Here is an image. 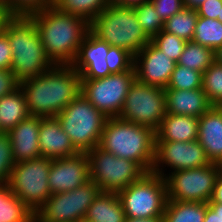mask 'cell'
Segmentation results:
<instances>
[{
    "label": "cell",
    "mask_w": 222,
    "mask_h": 222,
    "mask_svg": "<svg viewBox=\"0 0 222 222\" xmlns=\"http://www.w3.org/2000/svg\"><path fill=\"white\" fill-rule=\"evenodd\" d=\"M30 116L56 117L81 93V77L72 65H54L20 82Z\"/></svg>",
    "instance_id": "obj_1"
},
{
    "label": "cell",
    "mask_w": 222,
    "mask_h": 222,
    "mask_svg": "<svg viewBox=\"0 0 222 222\" xmlns=\"http://www.w3.org/2000/svg\"><path fill=\"white\" fill-rule=\"evenodd\" d=\"M46 54L55 65H71L79 46L90 30V24L82 17L59 11L51 6L30 15Z\"/></svg>",
    "instance_id": "obj_2"
},
{
    "label": "cell",
    "mask_w": 222,
    "mask_h": 222,
    "mask_svg": "<svg viewBox=\"0 0 222 222\" xmlns=\"http://www.w3.org/2000/svg\"><path fill=\"white\" fill-rule=\"evenodd\" d=\"M2 30L12 51L10 70L19 82L41 75L55 65L46 54L36 22L31 16L9 15Z\"/></svg>",
    "instance_id": "obj_3"
},
{
    "label": "cell",
    "mask_w": 222,
    "mask_h": 222,
    "mask_svg": "<svg viewBox=\"0 0 222 222\" xmlns=\"http://www.w3.org/2000/svg\"><path fill=\"white\" fill-rule=\"evenodd\" d=\"M99 147L115 156L136 162L146 173L155 160L156 132L120 117L107 118Z\"/></svg>",
    "instance_id": "obj_4"
},
{
    "label": "cell",
    "mask_w": 222,
    "mask_h": 222,
    "mask_svg": "<svg viewBox=\"0 0 222 222\" xmlns=\"http://www.w3.org/2000/svg\"><path fill=\"white\" fill-rule=\"evenodd\" d=\"M90 30L110 46L125 49L133 56L151 41L139 24L134 9L113 3L90 24Z\"/></svg>",
    "instance_id": "obj_5"
},
{
    "label": "cell",
    "mask_w": 222,
    "mask_h": 222,
    "mask_svg": "<svg viewBox=\"0 0 222 222\" xmlns=\"http://www.w3.org/2000/svg\"><path fill=\"white\" fill-rule=\"evenodd\" d=\"M56 117L79 152H88L99 146L107 117L81 93Z\"/></svg>",
    "instance_id": "obj_6"
},
{
    "label": "cell",
    "mask_w": 222,
    "mask_h": 222,
    "mask_svg": "<svg viewBox=\"0 0 222 222\" xmlns=\"http://www.w3.org/2000/svg\"><path fill=\"white\" fill-rule=\"evenodd\" d=\"M125 217L147 218L163 216L168 201L165 178L152 172L119 191Z\"/></svg>",
    "instance_id": "obj_7"
},
{
    "label": "cell",
    "mask_w": 222,
    "mask_h": 222,
    "mask_svg": "<svg viewBox=\"0 0 222 222\" xmlns=\"http://www.w3.org/2000/svg\"><path fill=\"white\" fill-rule=\"evenodd\" d=\"M52 159L39 157L15 163L8 180L9 189L34 213L52 195L49 169Z\"/></svg>",
    "instance_id": "obj_8"
},
{
    "label": "cell",
    "mask_w": 222,
    "mask_h": 222,
    "mask_svg": "<svg viewBox=\"0 0 222 222\" xmlns=\"http://www.w3.org/2000/svg\"><path fill=\"white\" fill-rule=\"evenodd\" d=\"M87 155L90 180L99 186L101 192L118 193L146 173L136 162L117 157L99 146L88 151Z\"/></svg>",
    "instance_id": "obj_9"
},
{
    "label": "cell",
    "mask_w": 222,
    "mask_h": 222,
    "mask_svg": "<svg viewBox=\"0 0 222 222\" xmlns=\"http://www.w3.org/2000/svg\"><path fill=\"white\" fill-rule=\"evenodd\" d=\"M165 115V88L144 84L135 79L129 88L119 117L156 132Z\"/></svg>",
    "instance_id": "obj_10"
},
{
    "label": "cell",
    "mask_w": 222,
    "mask_h": 222,
    "mask_svg": "<svg viewBox=\"0 0 222 222\" xmlns=\"http://www.w3.org/2000/svg\"><path fill=\"white\" fill-rule=\"evenodd\" d=\"M100 193L99 186L89 180L74 190L52 194L35 213V222H83Z\"/></svg>",
    "instance_id": "obj_11"
},
{
    "label": "cell",
    "mask_w": 222,
    "mask_h": 222,
    "mask_svg": "<svg viewBox=\"0 0 222 222\" xmlns=\"http://www.w3.org/2000/svg\"><path fill=\"white\" fill-rule=\"evenodd\" d=\"M135 79L134 66L102 78L81 79V94L107 118L119 117Z\"/></svg>",
    "instance_id": "obj_12"
},
{
    "label": "cell",
    "mask_w": 222,
    "mask_h": 222,
    "mask_svg": "<svg viewBox=\"0 0 222 222\" xmlns=\"http://www.w3.org/2000/svg\"><path fill=\"white\" fill-rule=\"evenodd\" d=\"M221 172L222 165L212 163L200 168L169 171L165 174L168 200L208 203Z\"/></svg>",
    "instance_id": "obj_13"
},
{
    "label": "cell",
    "mask_w": 222,
    "mask_h": 222,
    "mask_svg": "<svg viewBox=\"0 0 222 222\" xmlns=\"http://www.w3.org/2000/svg\"><path fill=\"white\" fill-rule=\"evenodd\" d=\"M209 164L211 163L198 140L192 142L156 141L155 160L151 172L165 178L163 169L166 166L172 169L171 172H175Z\"/></svg>",
    "instance_id": "obj_14"
},
{
    "label": "cell",
    "mask_w": 222,
    "mask_h": 222,
    "mask_svg": "<svg viewBox=\"0 0 222 222\" xmlns=\"http://www.w3.org/2000/svg\"><path fill=\"white\" fill-rule=\"evenodd\" d=\"M90 180L87 152L66 158L52 159L49 169V189L58 194L79 188Z\"/></svg>",
    "instance_id": "obj_15"
},
{
    "label": "cell",
    "mask_w": 222,
    "mask_h": 222,
    "mask_svg": "<svg viewBox=\"0 0 222 222\" xmlns=\"http://www.w3.org/2000/svg\"><path fill=\"white\" fill-rule=\"evenodd\" d=\"M176 64L150 41L134 56L136 80L166 88Z\"/></svg>",
    "instance_id": "obj_16"
},
{
    "label": "cell",
    "mask_w": 222,
    "mask_h": 222,
    "mask_svg": "<svg viewBox=\"0 0 222 222\" xmlns=\"http://www.w3.org/2000/svg\"><path fill=\"white\" fill-rule=\"evenodd\" d=\"M110 45L97 37L91 30L85 35L75 61L71 64L81 79H97L112 74L106 56Z\"/></svg>",
    "instance_id": "obj_17"
},
{
    "label": "cell",
    "mask_w": 222,
    "mask_h": 222,
    "mask_svg": "<svg viewBox=\"0 0 222 222\" xmlns=\"http://www.w3.org/2000/svg\"><path fill=\"white\" fill-rule=\"evenodd\" d=\"M38 142L41 157L60 159L79 153L62 129L57 117H42Z\"/></svg>",
    "instance_id": "obj_18"
},
{
    "label": "cell",
    "mask_w": 222,
    "mask_h": 222,
    "mask_svg": "<svg viewBox=\"0 0 222 222\" xmlns=\"http://www.w3.org/2000/svg\"><path fill=\"white\" fill-rule=\"evenodd\" d=\"M41 119L29 116L8 132L15 163L41 157L38 142Z\"/></svg>",
    "instance_id": "obj_19"
},
{
    "label": "cell",
    "mask_w": 222,
    "mask_h": 222,
    "mask_svg": "<svg viewBox=\"0 0 222 222\" xmlns=\"http://www.w3.org/2000/svg\"><path fill=\"white\" fill-rule=\"evenodd\" d=\"M197 140L210 163L222 165V106H212L199 117Z\"/></svg>",
    "instance_id": "obj_20"
},
{
    "label": "cell",
    "mask_w": 222,
    "mask_h": 222,
    "mask_svg": "<svg viewBox=\"0 0 222 222\" xmlns=\"http://www.w3.org/2000/svg\"><path fill=\"white\" fill-rule=\"evenodd\" d=\"M166 113L201 117L212 105L202 88L193 90L165 89Z\"/></svg>",
    "instance_id": "obj_21"
},
{
    "label": "cell",
    "mask_w": 222,
    "mask_h": 222,
    "mask_svg": "<svg viewBox=\"0 0 222 222\" xmlns=\"http://www.w3.org/2000/svg\"><path fill=\"white\" fill-rule=\"evenodd\" d=\"M199 118L187 115L166 113L159 129L156 141L192 142L198 139Z\"/></svg>",
    "instance_id": "obj_22"
},
{
    "label": "cell",
    "mask_w": 222,
    "mask_h": 222,
    "mask_svg": "<svg viewBox=\"0 0 222 222\" xmlns=\"http://www.w3.org/2000/svg\"><path fill=\"white\" fill-rule=\"evenodd\" d=\"M125 218L118 194L101 192L89 206L83 222H124Z\"/></svg>",
    "instance_id": "obj_23"
},
{
    "label": "cell",
    "mask_w": 222,
    "mask_h": 222,
    "mask_svg": "<svg viewBox=\"0 0 222 222\" xmlns=\"http://www.w3.org/2000/svg\"><path fill=\"white\" fill-rule=\"evenodd\" d=\"M30 116L26 98L20 86L0 98V131L9 132Z\"/></svg>",
    "instance_id": "obj_24"
},
{
    "label": "cell",
    "mask_w": 222,
    "mask_h": 222,
    "mask_svg": "<svg viewBox=\"0 0 222 222\" xmlns=\"http://www.w3.org/2000/svg\"><path fill=\"white\" fill-rule=\"evenodd\" d=\"M0 222H35L31 211L8 187L0 185Z\"/></svg>",
    "instance_id": "obj_25"
},
{
    "label": "cell",
    "mask_w": 222,
    "mask_h": 222,
    "mask_svg": "<svg viewBox=\"0 0 222 222\" xmlns=\"http://www.w3.org/2000/svg\"><path fill=\"white\" fill-rule=\"evenodd\" d=\"M206 203L168 200L163 214L164 222H203Z\"/></svg>",
    "instance_id": "obj_26"
},
{
    "label": "cell",
    "mask_w": 222,
    "mask_h": 222,
    "mask_svg": "<svg viewBox=\"0 0 222 222\" xmlns=\"http://www.w3.org/2000/svg\"><path fill=\"white\" fill-rule=\"evenodd\" d=\"M110 4L111 0H55L54 7L82 17L91 24Z\"/></svg>",
    "instance_id": "obj_27"
},
{
    "label": "cell",
    "mask_w": 222,
    "mask_h": 222,
    "mask_svg": "<svg viewBox=\"0 0 222 222\" xmlns=\"http://www.w3.org/2000/svg\"><path fill=\"white\" fill-rule=\"evenodd\" d=\"M192 41L216 52L222 47V23L198 16Z\"/></svg>",
    "instance_id": "obj_28"
},
{
    "label": "cell",
    "mask_w": 222,
    "mask_h": 222,
    "mask_svg": "<svg viewBox=\"0 0 222 222\" xmlns=\"http://www.w3.org/2000/svg\"><path fill=\"white\" fill-rule=\"evenodd\" d=\"M197 10L184 7L164 23V31L174 34L186 42L192 41L197 23Z\"/></svg>",
    "instance_id": "obj_29"
},
{
    "label": "cell",
    "mask_w": 222,
    "mask_h": 222,
    "mask_svg": "<svg viewBox=\"0 0 222 222\" xmlns=\"http://www.w3.org/2000/svg\"><path fill=\"white\" fill-rule=\"evenodd\" d=\"M215 61V52L193 41H188L177 64L203 73Z\"/></svg>",
    "instance_id": "obj_30"
},
{
    "label": "cell",
    "mask_w": 222,
    "mask_h": 222,
    "mask_svg": "<svg viewBox=\"0 0 222 222\" xmlns=\"http://www.w3.org/2000/svg\"><path fill=\"white\" fill-rule=\"evenodd\" d=\"M202 90L212 106H222V64L214 61L203 72Z\"/></svg>",
    "instance_id": "obj_31"
},
{
    "label": "cell",
    "mask_w": 222,
    "mask_h": 222,
    "mask_svg": "<svg viewBox=\"0 0 222 222\" xmlns=\"http://www.w3.org/2000/svg\"><path fill=\"white\" fill-rule=\"evenodd\" d=\"M137 20L146 35L152 39L164 29V21L157 14L151 0L133 7Z\"/></svg>",
    "instance_id": "obj_32"
},
{
    "label": "cell",
    "mask_w": 222,
    "mask_h": 222,
    "mask_svg": "<svg viewBox=\"0 0 222 222\" xmlns=\"http://www.w3.org/2000/svg\"><path fill=\"white\" fill-rule=\"evenodd\" d=\"M203 73L176 64L165 89L193 90L202 88Z\"/></svg>",
    "instance_id": "obj_33"
},
{
    "label": "cell",
    "mask_w": 222,
    "mask_h": 222,
    "mask_svg": "<svg viewBox=\"0 0 222 222\" xmlns=\"http://www.w3.org/2000/svg\"><path fill=\"white\" fill-rule=\"evenodd\" d=\"M55 0H0V6L9 15H26L42 11L45 8L54 6Z\"/></svg>",
    "instance_id": "obj_34"
},
{
    "label": "cell",
    "mask_w": 222,
    "mask_h": 222,
    "mask_svg": "<svg viewBox=\"0 0 222 222\" xmlns=\"http://www.w3.org/2000/svg\"><path fill=\"white\" fill-rule=\"evenodd\" d=\"M151 42L176 63L187 43L185 40L164 30L155 35Z\"/></svg>",
    "instance_id": "obj_35"
},
{
    "label": "cell",
    "mask_w": 222,
    "mask_h": 222,
    "mask_svg": "<svg viewBox=\"0 0 222 222\" xmlns=\"http://www.w3.org/2000/svg\"><path fill=\"white\" fill-rule=\"evenodd\" d=\"M14 165L10 136L0 131V185L8 183Z\"/></svg>",
    "instance_id": "obj_36"
},
{
    "label": "cell",
    "mask_w": 222,
    "mask_h": 222,
    "mask_svg": "<svg viewBox=\"0 0 222 222\" xmlns=\"http://www.w3.org/2000/svg\"><path fill=\"white\" fill-rule=\"evenodd\" d=\"M106 61L109 71L112 74L122 73L133 67L134 56L125 49L110 46Z\"/></svg>",
    "instance_id": "obj_37"
},
{
    "label": "cell",
    "mask_w": 222,
    "mask_h": 222,
    "mask_svg": "<svg viewBox=\"0 0 222 222\" xmlns=\"http://www.w3.org/2000/svg\"><path fill=\"white\" fill-rule=\"evenodd\" d=\"M158 15L165 22L175 13L182 10L185 5L183 0H151Z\"/></svg>",
    "instance_id": "obj_38"
},
{
    "label": "cell",
    "mask_w": 222,
    "mask_h": 222,
    "mask_svg": "<svg viewBox=\"0 0 222 222\" xmlns=\"http://www.w3.org/2000/svg\"><path fill=\"white\" fill-rule=\"evenodd\" d=\"M12 66V51L6 33L0 31V69L10 70Z\"/></svg>",
    "instance_id": "obj_39"
},
{
    "label": "cell",
    "mask_w": 222,
    "mask_h": 222,
    "mask_svg": "<svg viewBox=\"0 0 222 222\" xmlns=\"http://www.w3.org/2000/svg\"><path fill=\"white\" fill-rule=\"evenodd\" d=\"M222 8V0H206L196 10L200 17L217 19Z\"/></svg>",
    "instance_id": "obj_40"
},
{
    "label": "cell",
    "mask_w": 222,
    "mask_h": 222,
    "mask_svg": "<svg viewBox=\"0 0 222 222\" xmlns=\"http://www.w3.org/2000/svg\"><path fill=\"white\" fill-rule=\"evenodd\" d=\"M20 82L15 78L11 70L0 69V98L13 92L19 87Z\"/></svg>",
    "instance_id": "obj_41"
},
{
    "label": "cell",
    "mask_w": 222,
    "mask_h": 222,
    "mask_svg": "<svg viewBox=\"0 0 222 222\" xmlns=\"http://www.w3.org/2000/svg\"><path fill=\"white\" fill-rule=\"evenodd\" d=\"M209 202L222 203V172L216 179L213 196Z\"/></svg>",
    "instance_id": "obj_42"
},
{
    "label": "cell",
    "mask_w": 222,
    "mask_h": 222,
    "mask_svg": "<svg viewBox=\"0 0 222 222\" xmlns=\"http://www.w3.org/2000/svg\"><path fill=\"white\" fill-rule=\"evenodd\" d=\"M145 1H148V0H111V3L121 6V7L133 8L134 6L140 5L141 3Z\"/></svg>",
    "instance_id": "obj_43"
},
{
    "label": "cell",
    "mask_w": 222,
    "mask_h": 222,
    "mask_svg": "<svg viewBox=\"0 0 222 222\" xmlns=\"http://www.w3.org/2000/svg\"><path fill=\"white\" fill-rule=\"evenodd\" d=\"M124 222H164V219L163 216L147 217V218L126 217Z\"/></svg>",
    "instance_id": "obj_44"
},
{
    "label": "cell",
    "mask_w": 222,
    "mask_h": 222,
    "mask_svg": "<svg viewBox=\"0 0 222 222\" xmlns=\"http://www.w3.org/2000/svg\"><path fill=\"white\" fill-rule=\"evenodd\" d=\"M207 204L217 214V222H222V203L208 202Z\"/></svg>",
    "instance_id": "obj_45"
},
{
    "label": "cell",
    "mask_w": 222,
    "mask_h": 222,
    "mask_svg": "<svg viewBox=\"0 0 222 222\" xmlns=\"http://www.w3.org/2000/svg\"><path fill=\"white\" fill-rule=\"evenodd\" d=\"M203 222H217V214L206 203V213Z\"/></svg>",
    "instance_id": "obj_46"
},
{
    "label": "cell",
    "mask_w": 222,
    "mask_h": 222,
    "mask_svg": "<svg viewBox=\"0 0 222 222\" xmlns=\"http://www.w3.org/2000/svg\"><path fill=\"white\" fill-rule=\"evenodd\" d=\"M206 0H183L185 7L196 9Z\"/></svg>",
    "instance_id": "obj_47"
},
{
    "label": "cell",
    "mask_w": 222,
    "mask_h": 222,
    "mask_svg": "<svg viewBox=\"0 0 222 222\" xmlns=\"http://www.w3.org/2000/svg\"><path fill=\"white\" fill-rule=\"evenodd\" d=\"M8 16L9 14L4 10L2 6H0V31L2 30L3 23Z\"/></svg>",
    "instance_id": "obj_48"
},
{
    "label": "cell",
    "mask_w": 222,
    "mask_h": 222,
    "mask_svg": "<svg viewBox=\"0 0 222 222\" xmlns=\"http://www.w3.org/2000/svg\"><path fill=\"white\" fill-rule=\"evenodd\" d=\"M215 61H217L219 64H222V47H220L215 52Z\"/></svg>",
    "instance_id": "obj_49"
},
{
    "label": "cell",
    "mask_w": 222,
    "mask_h": 222,
    "mask_svg": "<svg viewBox=\"0 0 222 222\" xmlns=\"http://www.w3.org/2000/svg\"><path fill=\"white\" fill-rule=\"evenodd\" d=\"M217 20H219L222 23V8L220 11V15L217 17Z\"/></svg>",
    "instance_id": "obj_50"
}]
</instances>
